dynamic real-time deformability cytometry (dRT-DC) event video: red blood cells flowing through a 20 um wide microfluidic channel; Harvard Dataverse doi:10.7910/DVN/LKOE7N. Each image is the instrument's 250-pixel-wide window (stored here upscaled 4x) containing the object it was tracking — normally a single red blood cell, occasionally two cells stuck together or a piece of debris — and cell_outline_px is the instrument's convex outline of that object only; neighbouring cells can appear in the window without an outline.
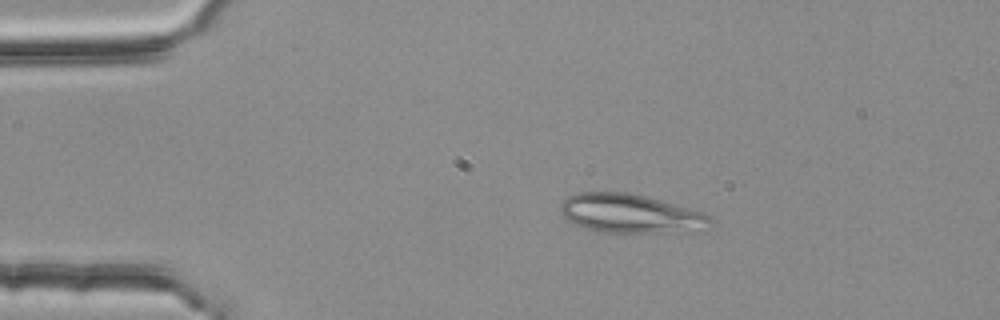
{"species": "common noctule bat (a hibernating species)", "species_latin": "Nyctalus noctula", "temperature_condition": "room temperature", "stored_images_in_passage": 2, "camera_frame_rate_fps": 3000, "um_per_image_px": 0.085, "animal": {"sex": "female", "body_mass_g": 25.1}, "frame": {"image": 1, "passage_image": 1, "time_ms": 0.0, "image_size_px": [1000, 320], "cell_outline_px": [[716, 224], [708, 228], [660, 232], [596, 232], [576, 224], [568, 220], [560, 212], [560, 204], [568, 196], [580, 192], [628, 192], [648, 196], [704, 212], [712, 216], [716, 220]], "centroid_in_image_um": [53.63, 18.14], "position_along_channel_um": 31.4, "area_um2": 34.16}}